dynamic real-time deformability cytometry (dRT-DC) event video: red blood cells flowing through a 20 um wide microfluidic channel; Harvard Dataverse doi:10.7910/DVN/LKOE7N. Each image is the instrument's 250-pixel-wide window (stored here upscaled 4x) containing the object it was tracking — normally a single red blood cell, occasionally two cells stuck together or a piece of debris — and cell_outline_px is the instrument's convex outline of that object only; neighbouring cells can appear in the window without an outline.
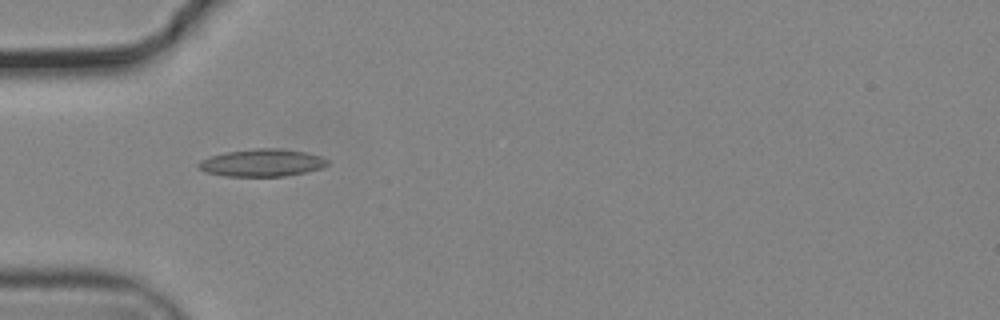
{"species": "common noctule bat (a hibernating species)", "species_latin": "Nyctalus noctula", "temperature_condition": "cold", "stored_images_in_passage": 39, "camera_frame_rate_fps": 3000, "um_per_image_px": 0.085, "animal": {"sex": "male", "body_mass_g": 19.2, "forearm_length_mm": 51.8}, "frame": {"image": 1, "passage_image": 1, "time_ms": 0.0, "image_size_px": [1000, 320], "cell_outline_px": [[328, 164], [320, 168], [304, 172], [284, 176], [224, 176], [204, 172], [196, 168], [196, 164], [200, 160], [224, 152], [256, 148], [280, 148], [304, 152], [320, 156], [328, 160]], "centroid_in_image_um": [22.2, 13.83], "position_along_channel_um": 62.8, "area_um2": 20.63}}
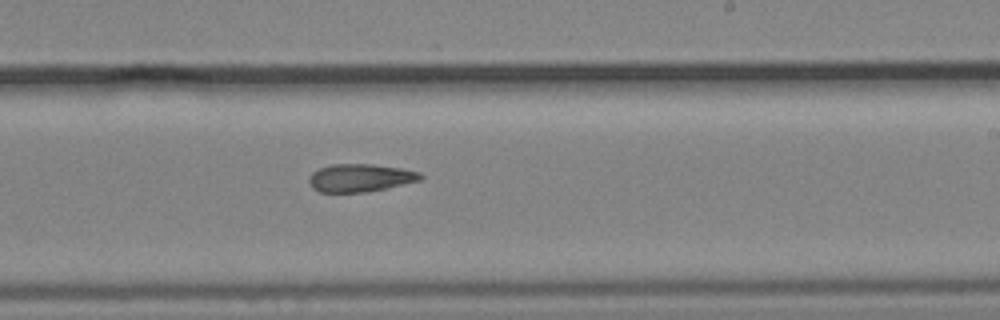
{"frame": {"image": 2, "passage_image": 17, "time_ms": 5.333, "image_size_px": [1000, 320], "cell_outline_px": [[424, 176], [420, 180], [384, 188], [364, 192], [320, 192], [312, 188], [308, 180], [312, 172], [320, 168], [332, 164], [372, 164], [400, 168], [420, 172]], "centroid_in_image_um": [30.59, 15.11], "position_along_channel_um": 258.4, "area_um2": 17.92}}
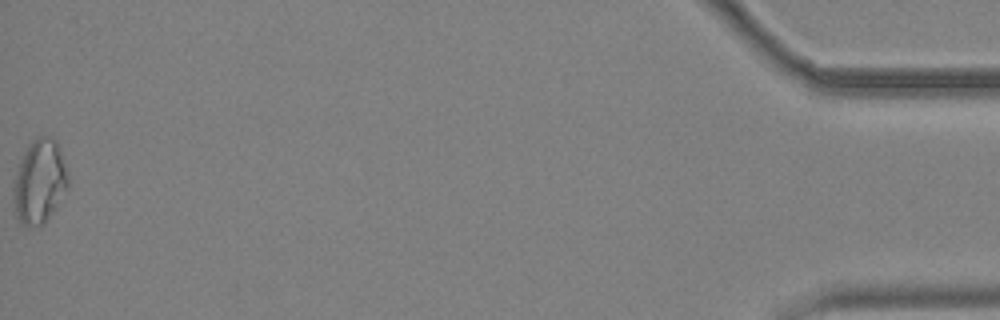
{"frame": {"image": 3, "passage_image": 39, "time_ms": 12.667, "image_size_px": [1000, 320], "cell_outline_px": [[68, 188], [52, 212], [40, 224], [28, 228], [20, 224], [16, 216], [12, 188], [24, 152], [28, 144], [36, 136], [48, 136], [56, 140], [68, 176]], "centroid_in_image_um": [3.34, 15.44], "position_along_channel_um": 431.9, "area_um2": 26.3}, "authors_computed_cell_mechanics": {"area_um2": 18.5538, "velocity_mm_per_s": 3.7053, "shape_relaxation_time_tau1_ms": null, "shape_relaxation_time_tau2_ms": 4.7797, "deformation_change_tau1": null, "deformation_change_tau2": 0.1198}}